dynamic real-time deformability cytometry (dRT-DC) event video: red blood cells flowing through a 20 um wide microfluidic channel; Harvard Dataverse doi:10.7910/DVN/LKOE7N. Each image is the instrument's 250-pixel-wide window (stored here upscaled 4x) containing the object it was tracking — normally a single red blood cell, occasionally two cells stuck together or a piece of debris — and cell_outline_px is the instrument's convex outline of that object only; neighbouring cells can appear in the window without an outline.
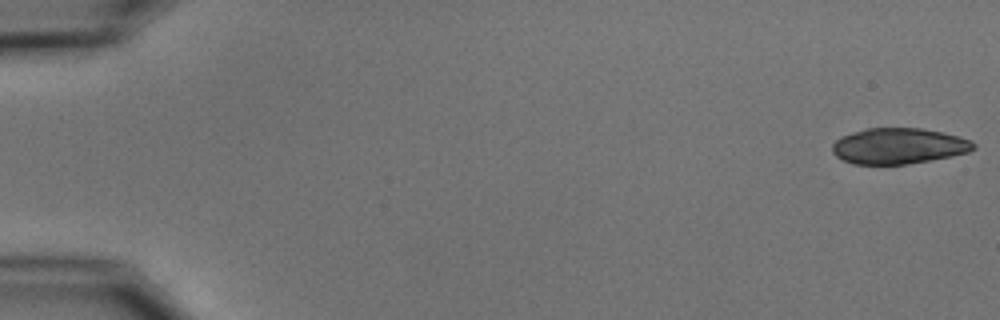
{"species": "common noctule bat (a hibernating species)", "species_latin": "Nyctalus noctula", "temperature_condition": "cold", "stored_images_in_passage": 6, "camera_frame_rate_fps": 3000, "um_per_image_px": 0.085, "animal": {"sex": "male", "body_mass_g": 15.6}, "frame": {"image": 1, "passage_image": 1, "time_ms": 0.0, "image_size_px": [1000, 320], "cell_outline_px": [[976, 148], [968, 152], [952, 156], [932, 160], [908, 164], [852, 164], [836, 156], [832, 152], [832, 144], [836, 140], [852, 132], [868, 128], [920, 128], [960, 136], [972, 140], [976, 144]], "centroid_in_image_um": [76.41, 12.41], "position_along_channel_um": 8.6, "area_um2": 29.54}}